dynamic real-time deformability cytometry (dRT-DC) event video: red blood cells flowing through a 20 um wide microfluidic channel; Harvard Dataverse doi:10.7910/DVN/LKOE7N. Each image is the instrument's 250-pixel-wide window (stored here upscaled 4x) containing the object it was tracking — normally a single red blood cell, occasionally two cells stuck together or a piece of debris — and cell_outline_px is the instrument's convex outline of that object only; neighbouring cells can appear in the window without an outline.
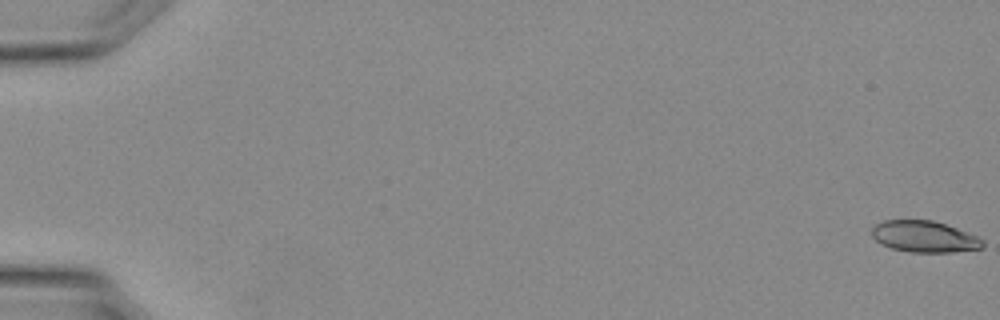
{"species": "Egyptian fruit bat (a non-hibernating species)", "species_latin": "Rousettus aegyptiacus", "temperature_condition": "warm", "stored_images_in_passage": 15, "camera_frame_rate_fps": 3000, "um_per_image_px": 0.085, "animal": {"sex": "female"}, "frame": {"image": 1, "passage_image": 1, "time_ms": 0.0, "image_size_px": [1000, 320], "cell_outline_px": [[984, 248], [952, 252], [908, 252], [892, 248], [876, 240], [872, 236], [872, 228], [876, 224], [884, 220], [932, 220], [956, 228], [976, 236], [984, 240]], "centroid_in_image_um": [78.58, 20.11], "position_along_channel_um": 6.4, "area_um2": 20.11}}